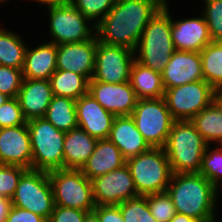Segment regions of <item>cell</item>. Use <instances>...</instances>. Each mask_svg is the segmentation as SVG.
<instances>
[{"mask_svg":"<svg viewBox=\"0 0 222 222\" xmlns=\"http://www.w3.org/2000/svg\"><path fill=\"white\" fill-rule=\"evenodd\" d=\"M135 60L134 51L122 46L97 41L95 69L91 80L105 83L130 81V70Z\"/></svg>","mask_w":222,"mask_h":222,"instance_id":"cell-12","label":"cell"},{"mask_svg":"<svg viewBox=\"0 0 222 222\" xmlns=\"http://www.w3.org/2000/svg\"><path fill=\"white\" fill-rule=\"evenodd\" d=\"M166 0H116L109 13L96 24L100 42L135 50L150 19Z\"/></svg>","mask_w":222,"mask_h":222,"instance_id":"cell-1","label":"cell"},{"mask_svg":"<svg viewBox=\"0 0 222 222\" xmlns=\"http://www.w3.org/2000/svg\"><path fill=\"white\" fill-rule=\"evenodd\" d=\"M23 81L22 69L0 66V92L16 98Z\"/></svg>","mask_w":222,"mask_h":222,"instance_id":"cell-37","label":"cell"},{"mask_svg":"<svg viewBox=\"0 0 222 222\" xmlns=\"http://www.w3.org/2000/svg\"><path fill=\"white\" fill-rule=\"evenodd\" d=\"M108 139L119 148L126 160L151 148L136 128L131 115L115 117Z\"/></svg>","mask_w":222,"mask_h":222,"instance_id":"cell-21","label":"cell"},{"mask_svg":"<svg viewBox=\"0 0 222 222\" xmlns=\"http://www.w3.org/2000/svg\"><path fill=\"white\" fill-rule=\"evenodd\" d=\"M5 222H47V220L29 210L12 205Z\"/></svg>","mask_w":222,"mask_h":222,"instance_id":"cell-40","label":"cell"},{"mask_svg":"<svg viewBox=\"0 0 222 222\" xmlns=\"http://www.w3.org/2000/svg\"><path fill=\"white\" fill-rule=\"evenodd\" d=\"M190 121L208 145H222V104L217 99Z\"/></svg>","mask_w":222,"mask_h":222,"instance_id":"cell-26","label":"cell"},{"mask_svg":"<svg viewBox=\"0 0 222 222\" xmlns=\"http://www.w3.org/2000/svg\"><path fill=\"white\" fill-rule=\"evenodd\" d=\"M171 37L175 50L201 52L212 42L204 16L172 20Z\"/></svg>","mask_w":222,"mask_h":222,"instance_id":"cell-19","label":"cell"},{"mask_svg":"<svg viewBox=\"0 0 222 222\" xmlns=\"http://www.w3.org/2000/svg\"><path fill=\"white\" fill-rule=\"evenodd\" d=\"M8 99H9L8 96H6L0 92V106Z\"/></svg>","mask_w":222,"mask_h":222,"instance_id":"cell-47","label":"cell"},{"mask_svg":"<svg viewBox=\"0 0 222 222\" xmlns=\"http://www.w3.org/2000/svg\"><path fill=\"white\" fill-rule=\"evenodd\" d=\"M32 147V169L52 171L64 169L65 132L43 118L27 121Z\"/></svg>","mask_w":222,"mask_h":222,"instance_id":"cell-6","label":"cell"},{"mask_svg":"<svg viewBox=\"0 0 222 222\" xmlns=\"http://www.w3.org/2000/svg\"><path fill=\"white\" fill-rule=\"evenodd\" d=\"M49 34L56 45L88 41L96 35V25L72 4L49 7ZM93 31V32H92Z\"/></svg>","mask_w":222,"mask_h":222,"instance_id":"cell-11","label":"cell"},{"mask_svg":"<svg viewBox=\"0 0 222 222\" xmlns=\"http://www.w3.org/2000/svg\"><path fill=\"white\" fill-rule=\"evenodd\" d=\"M55 205L93 212L96 204L92 183L80 169H57L48 172Z\"/></svg>","mask_w":222,"mask_h":222,"instance_id":"cell-7","label":"cell"},{"mask_svg":"<svg viewBox=\"0 0 222 222\" xmlns=\"http://www.w3.org/2000/svg\"><path fill=\"white\" fill-rule=\"evenodd\" d=\"M41 4L47 5V8L49 7H55V6H63V5H69L72 4L73 0H33Z\"/></svg>","mask_w":222,"mask_h":222,"instance_id":"cell-43","label":"cell"},{"mask_svg":"<svg viewBox=\"0 0 222 222\" xmlns=\"http://www.w3.org/2000/svg\"><path fill=\"white\" fill-rule=\"evenodd\" d=\"M129 82L138 100L158 99L164 96L162 73L142 65L137 60L133 61Z\"/></svg>","mask_w":222,"mask_h":222,"instance_id":"cell-25","label":"cell"},{"mask_svg":"<svg viewBox=\"0 0 222 222\" xmlns=\"http://www.w3.org/2000/svg\"><path fill=\"white\" fill-rule=\"evenodd\" d=\"M49 80L23 78L17 99L26 121L43 118L53 99Z\"/></svg>","mask_w":222,"mask_h":222,"instance_id":"cell-20","label":"cell"},{"mask_svg":"<svg viewBox=\"0 0 222 222\" xmlns=\"http://www.w3.org/2000/svg\"><path fill=\"white\" fill-rule=\"evenodd\" d=\"M203 16L213 42H222V0H203Z\"/></svg>","mask_w":222,"mask_h":222,"instance_id":"cell-34","label":"cell"},{"mask_svg":"<svg viewBox=\"0 0 222 222\" xmlns=\"http://www.w3.org/2000/svg\"><path fill=\"white\" fill-rule=\"evenodd\" d=\"M138 195L165 192L172 177L164 148L151 147L145 152L126 160Z\"/></svg>","mask_w":222,"mask_h":222,"instance_id":"cell-5","label":"cell"},{"mask_svg":"<svg viewBox=\"0 0 222 222\" xmlns=\"http://www.w3.org/2000/svg\"><path fill=\"white\" fill-rule=\"evenodd\" d=\"M11 206L12 202L10 198L0 196V222L6 221Z\"/></svg>","mask_w":222,"mask_h":222,"instance_id":"cell-42","label":"cell"},{"mask_svg":"<svg viewBox=\"0 0 222 222\" xmlns=\"http://www.w3.org/2000/svg\"><path fill=\"white\" fill-rule=\"evenodd\" d=\"M26 170L20 166L0 164V196L11 199L22 174Z\"/></svg>","mask_w":222,"mask_h":222,"instance_id":"cell-36","label":"cell"},{"mask_svg":"<svg viewBox=\"0 0 222 222\" xmlns=\"http://www.w3.org/2000/svg\"><path fill=\"white\" fill-rule=\"evenodd\" d=\"M27 47L19 34L0 28V66L22 69Z\"/></svg>","mask_w":222,"mask_h":222,"instance_id":"cell-29","label":"cell"},{"mask_svg":"<svg viewBox=\"0 0 222 222\" xmlns=\"http://www.w3.org/2000/svg\"><path fill=\"white\" fill-rule=\"evenodd\" d=\"M26 122L17 98H9L0 106V128L15 127Z\"/></svg>","mask_w":222,"mask_h":222,"instance_id":"cell-38","label":"cell"},{"mask_svg":"<svg viewBox=\"0 0 222 222\" xmlns=\"http://www.w3.org/2000/svg\"><path fill=\"white\" fill-rule=\"evenodd\" d=\"M207 145L190 120L174 121L163 147L172 172H199Z\"/></svg>","mask_w":222,"mask_h":222,"instance_id":"cell-4","label":"cell"},{"mask_svg":"<svg viewBox=\"0 0 222 222\" xmlns=\"http://www.w3.org/2000/svg\"><path fill=\"white\" fill-rule=\"evenodd\" d=\"M78 127L96 139H107L115 115L104 109L88 92L76 100Z\"/></svg>","mask_w":222,"mask_h":222,"instance_id":"cell-18","label":"cell"},{"mask_svg":"<svg viewBox=\"0 0 222 222\" xmlns=\"http://www.w3.org/2000/svg\"><path fill=\"white\" fill-rule=\"evenodd\" d=\"M44 118L58 130L64 132L78 127L76 100L68 97L53 96Z\"/></svg>","mask_w":222,"mask_h":222,"instance_id":"cell-28","label":"cell"},{"mask_svg":"<svg viewBox=\"0 0 222 222\" xmlns=\"http://www.w3.org/2000/svg\"><path fill=\"white\" fill-rule=\"evenodd\" d=\"M96 206L119 205L138 195L127 165L91 180Z\"/></svg>","mask_w":222,"mask_h":222,"instance_id":"cell-13","label":"cell"},{"mask_svg":"<svg viewBox=\"0 0 222 222\" xmlns=\"http://www.w3.org/2000/svg\"><path fill=\"white\" fill-rule=\"evenodd\" d=\"M11 202L13 206L29 210L48 221L55 207L48 172L27 169L18 182Z\"/></svg>","mask_w":222,"mask_h":222,"instance_id":"cell-8","label":"cell"},{"mask_svg":"<svg viewBox=\"0 0 222 222\" xmlns=\"http://www.w3.org/2000/svg\"><path fill=\"white\" fill-rule=\"evenodd\" d=\"M49 81L54 96L77 100L88 93L89 80L75 72L57 69Z\"/></svg>","mask_w":222,"mask_h":222,"instance_id":"cell-27","label":"cell"},{"mask_svg":"<svg viewBox=\"0 0 222 222\" xmlns=\"http://www.w3.org/2000/svg\"><path fill=\"white\" fill-rule=\"evenodd\" d=\"M116 0H73L72 5L98 24L112 9Z\"/></svg>","mask_w":222,"mask_h":222,"instance_id":"cell-35","label":"cell"},{"mask_svg":"<svg viewBox=\"0 0 222 222\" xmlns=\"http://www.w3.org/2000/svg\"><path fill=\"white\" fill-rule=\"evenodd\" d=\"M98 37L88 41L57 45V69L84 75L89 81L95 69Z\"/></svg>","mask_w":222,"mask_h":222,"instance_id":"cell-16","label":"cell"},{"mask_svg":"<svg viewBox=\"0 0 222 222\" xmlns=\"http://www.w3.org/2000/svg\"><path fill=\"white\" fill-rule=\"evenodd\" d=\"M163 98L175 121L191 120L216 99V91L199 80L165 89Z\"/></svg>","mask_w":222,"mask_h":222,"instance_id":"cell-10","label":"cell"},{"mask_svg":"<svg viewBox=\"0 0 222 222\" xmlns=\"http://www.w3.org/2000/svg\"><path fill=\"white\" fill-rule=\"evenodd\" d=\"M131 117L136 128L151 147L165 146L175 120L163 97L137 100Z\"/></svg>","mask_w":222,"mask_h":222,"instance_id":"cell-9","label":"cell"},{"mask_svg":"<svg viewBox=\"0 0 222 222\" xmlns=\"http://www.w3.org/2000/svg\"><path fill=\"white\" fill-rule=\"evenodd\" d=\"M57 45L52 42L27 47L22 68L23 78L49 80L57 70Z\"/></svg>","mask_w":222,"mask_h":222,"instance_id":"cell-23","label":"cell"},{"mask_svg":"<svg viewBox=\"0 0 222 222\" xmlns=\"http://www.w3.org/2000/svg\"><path fill=\"white\" fill-rule=\"evenodd\" d=\"M204 80L217 92L222 88V42H211L200 52Z\"/></svg>","mask_w":222,"mask_h":222,"instance_id":"cell-30","label":"cell"},{"mask_svg":"<svg viewBox=\"0 0 222 222\" xmlns=\"http://www.w3.org/2000/svg\"><path fill=\"white\" fill-rule=\"evenodd\" d=\"M0 164L32 169V147L27 122L0 128Z\"/></svg>","mask_w":222,"mask_h":222,"instance_id":"cell-14","label":"cell"},{"mask_svg":"<svg viewBox=\"0 0 222 222\" xmlns=\"http://www.w3.org/2000/svg\"><path fill=\"white\" fill-rule=\"evenodd\" d=\"M169 222H201L200 220L187 216L185 214L176 213Z\"/></svg>","mask_w":222,"mask_h":222,"instance_id":"cell-44","label":"cell"},{"mask_svg":"<svg viewBox=\"0 0 222 222\" xmlns=\"http://www.w3.org/2000/svg\"><path fill=\"white\" fill-rule=\"evenodd\" d=\"M93 212L101 222H124L118 205L96 206Z\"/></svg>","mask_w":222,"mask_h":222,"instance_id":"cell-41","label":"cell"},{"mask_svg":"<svg viewBox=\"0 0 222 222\" xmlns=\"http://www.w3.org/2000/svg\"><path fill=\"white\" fill-rule=\"evenodd\" d=\"M216 99L222 104V88L216 92Z\"/></svg>","mask_w":222,"mask_h":222,"instance_id":"cell-46","label":"cell"},{"mask_svg":"<svg viewBox=\"0 0 222 222\" xmlns=\"http://www.w3.org/2000/svg\"><path fill=\"white\" fill-rule=\"evenodd\" d=\"M124 165L126 159L119 148L108 138L98 139L94 152L80 170L91 181Z\"/></svg>","mask_w":222,"mask_h":222,"instance_id":"cell-22","label":"cell"},{"mask_svg":"<svg viewBox=\"0 0 222 222\" xmlns=\"http://www.w3.org/2000/svg\"><path fill=\"white\" fill-rule=\"evenodd\" d=\"M89 212L55 205L47 222H83Z\"/></svg>","mask_w":222,"mask_h":222,"instance_id":"cell-39","label":"cell"},{"mask_svg":"<svg viewBox=\"0 0 222 222\" xmlns=\"http://www.w3.org/2000/svg\"><path fill=\"white\" fill-rule=\"evenodd\" d=\"M83 222H101L94 212H89Z\"/></svg>","mask_w":222,"mask_h":222,"instance_id":"cell-45","label":"cell"},{"mask_svg":"<svg viewBox=\"0 0 222 222\" xmlns=\"http://www.w3.org/2000/svg\"><path fill=\"white\" fill-rule=\"evenodd\" d=\"M97 141L80 127L65 132L64 169H81L94 152Z\"/></svg>","mask_w":222,"mask_h":222,"instance_id":"cell-24","label":"cell"},{"mask_svg":"<svg viewBox=\"0 0 222 222\" xmlns=\"http://www.w3.org/2000/svg\"><path fill=\"white\" fill-rule=\"evenodd\" d=\"M204 80L200 52L175 51L162 72L164 89Z\"/></svg>","mask_w":222,"mask_h":222,"instance_id":"cell-17","label":"cell"},{"mask_svg":"<svg viewBox=\"0 0 222 222\" xmlns=\"http://www.w3.org/2000/svg\"><path fill=\"white\" fill-rule=\"evenodd\" d=\"M171 24L168 0H166L147 23L134 50L135 60L162 73L176 51L171 37Z\"/></svg>","mask_w":222,"mask_h":222,"instance_id":"cell-3","label":"cell"},{"mask_svg":"<svg viewBox=\"0 0 222 222\" xmlns=\"http://www.w3.org/2000/svg\"><path fill=\"white\" fill-rule=\"evenodd\" d=\"M210 147V145H207L205 148L199 173L216 187V193L218 194L219 183L222 181V145L219 144L218 147L212 150H210Z\"/></svg>","mask_w":222,"mask_h":222,"instance_id":"cell-31","label":"cell"},{"mask_svg":"<svg viewBox=\"0 0 222 222\" xmlns=\"http://www.w3.org/2000/svg\"><path fill=\"white\" fill-rule=\"evenodd\" d=\"M88 92L115 116L131 115L138 100L130 82L113 84L90 80Z\"/></svg>","mask_w":222,"mask_h":222,"instance_id":"cell-15","label":"cell"},{"mask_svg":"<svg viewBox=\"0 0 222 222\" xmlns=\"http://www.w3.org/2000/svg\"><path fill=\"white\" fill-rule=\"evenodd\" d=\"M118 206L124 222H157L150 212L145 196L139 195Z\"/></svg>","mask_w":222,"mask_h":222,"instance_id":"cell-32","label":"cell"},{"mask_svg":"<svg viewBox=\"0 0 222 222\" xmlns=\"http://www.w3.org/2000/svg\"><path fill=\"white\" fill-rule=\"evenodd\" d=\"M151 214L157 222H169L177 213L169 194L165 192L144 195Z\"/></svg>","mask_w":222,"mask_h":222,"instance_id":"cell-33","label":"cell"},{"mask_svg":"<svg viewBox=\"0 0 222 222\" xmlns=\"http://www.w3.org/2000/svg\"><path fill=\"white\" fill-rule=\"evenodd\" d=\"M166 192L177 213L201 222L216 221V187L199 172L173 173Z\"/></svg>","mask_w":222,"mask_h":222,"instance_id":"cell-2","label":"cell"}]
</instances>
